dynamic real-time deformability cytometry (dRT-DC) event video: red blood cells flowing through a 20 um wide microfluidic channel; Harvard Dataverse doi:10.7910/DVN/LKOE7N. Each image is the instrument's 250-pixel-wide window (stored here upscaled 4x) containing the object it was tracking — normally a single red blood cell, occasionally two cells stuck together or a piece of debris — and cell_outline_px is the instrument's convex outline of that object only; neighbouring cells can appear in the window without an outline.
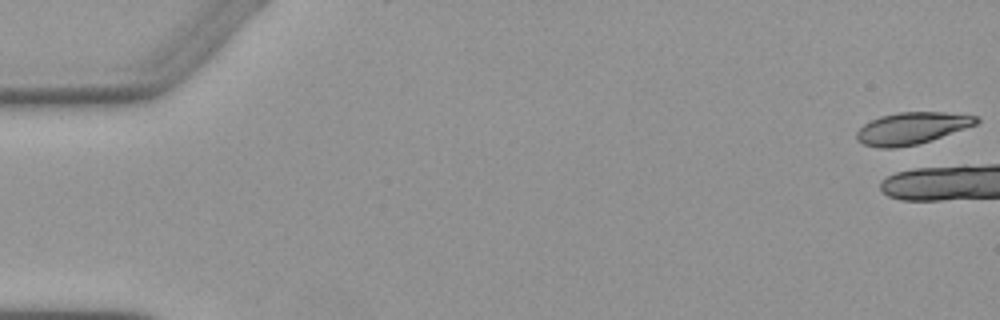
{"species": "Egyptian fruit bat (a non-hibernating species)", "species_latin": "Rousettus aegyptiacus", "temperature_condition": "warm", "stored_images_in_passage": 6, "camera_frame_rate_fps": 3000, "um_per_image_px": 0.085, "animal": {"sex": "female"}, "frame": {"image": 1, "passage_image": 1, "time_ms": 0.0, "image_size_px": [1000, 320], "cell_outline_px": [[980, 120], [976, 124], [916, 144], [896, 148], [880, 148], [864, 144], [856, 140], [856, 132], [864, 124], [880, 116], [900, 112], [944, 112], [976, 116]], "centroid_in_image_um": [77.45, 10.89], "position_along_channel_um": 7.6, "area_um2": 21.79}}
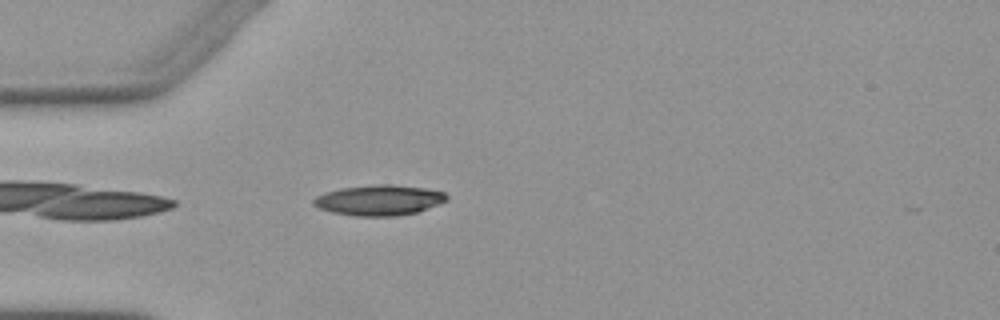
{"frame": {"image": 2, "passage_image": 6, "time_ms": 6.0, "image_size_px": [1000, 320], "cell_outline_px": [[448, 200], [440, 204], [416, 212], [396, 216], [356, 216], [332, 212], [320, 208], [312, 204], [312, 200], [316, 196], [340, 188], [372, 184], [392, 184], [424, 188], [444, 192], [448, 196]], "centroid_in_image_um": [32.24, 17.01], "position_along_channel_um": 52.8, "area_um2": 23.64}}